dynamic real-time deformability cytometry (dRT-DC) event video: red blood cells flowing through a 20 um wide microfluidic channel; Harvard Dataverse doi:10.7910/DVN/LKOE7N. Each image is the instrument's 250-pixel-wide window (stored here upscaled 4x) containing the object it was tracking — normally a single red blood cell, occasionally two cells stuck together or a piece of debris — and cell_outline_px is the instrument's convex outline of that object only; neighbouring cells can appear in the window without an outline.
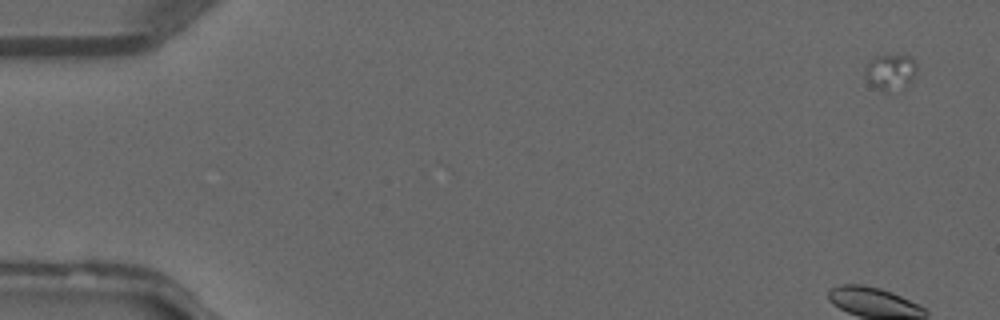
{"species": "common noctule bat (a hibernating species)", "species_latin": "Nyctalus noctula", "temperature_condition": "warm", "stored_images_in_passage": 5, "camera_frame_rate_fps": 3000, "um_per_image_px": 0.085, "animal": {"sex": "male", "forearm_length_mm": 52.5}, "frame": {"image": 1, "passage_image": 5, "time_ms": 4.667, "image_size_px": [1000, 320], "cell_outline_px": [[916, 72], [908, 84], [904, 88], [888, 92], [884, 92], [872, 84], [864, 76], [864, 68], [876, 56], [912, 56], [916, 60]], "centroid_in_image_um": [75.71, 6.13], "position_along_channel_um": 9.3, "area_um2": 10.69}}